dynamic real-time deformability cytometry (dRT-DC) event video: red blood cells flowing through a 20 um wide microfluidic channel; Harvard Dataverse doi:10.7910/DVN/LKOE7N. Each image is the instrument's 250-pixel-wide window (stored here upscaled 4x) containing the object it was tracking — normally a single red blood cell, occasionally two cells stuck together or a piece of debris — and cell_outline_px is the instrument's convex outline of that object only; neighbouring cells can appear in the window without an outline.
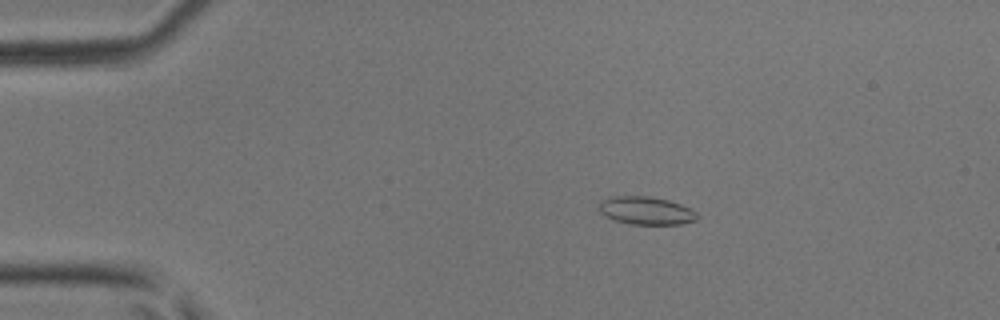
{"species": "common noctule bat (a hibernating species)", "species_latin": "Nyctalus noctula", "temperature_condition": "room temperature", "stored_images_in_passage": 43, "camera_frame_rate_fps": 3000, "um_per_image_px": 0.085, "animal": {"sex": "male", "body_mass_g": 17.9, "forearm_length_mm": 54.2}, "frame": {"image": 1, "passage_image": 3, "time_ms": 0.667, "image_size_px": [1000, 320], "cell_outline_px": [[700, 216], [696, 220], [680, 224], [628, 224], [604, 216], [596, 208], [600, 200], [612, 196], [648, 196], [668, 200], [692, 208]], "centroid_in_image_um": [54.89, 17.9], "position_along_channel_um": 30.1, "area_um2": 16.24}}
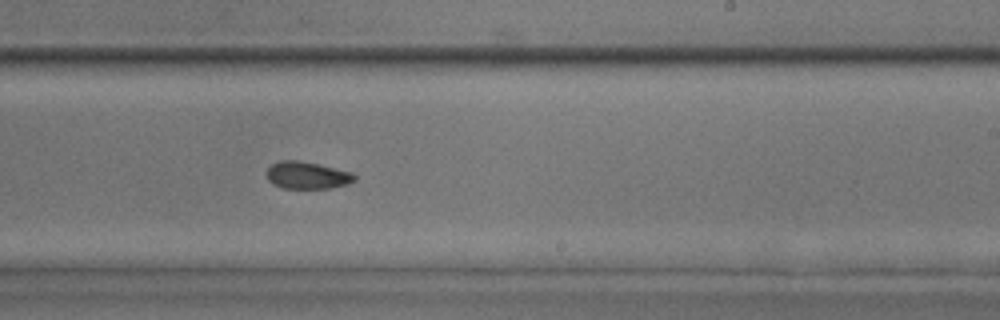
{"frame": {"image": 2, "passage_image": 24, "time_ms": 7.667, "image_size_px": [1000, 320], "cell_outline_px": [[356, 180], [348, 184], [332, 188], [284, 188], [272, 184], [268, 180], [268, 168], [272, 164], [280, 160], [296, 160], [316, 164], [352, 172], [356, 176]], "centroid_in_image_um": [26.12, 14.91], "position_along_channel_um": 262.9, "area_um2": 13.81}}
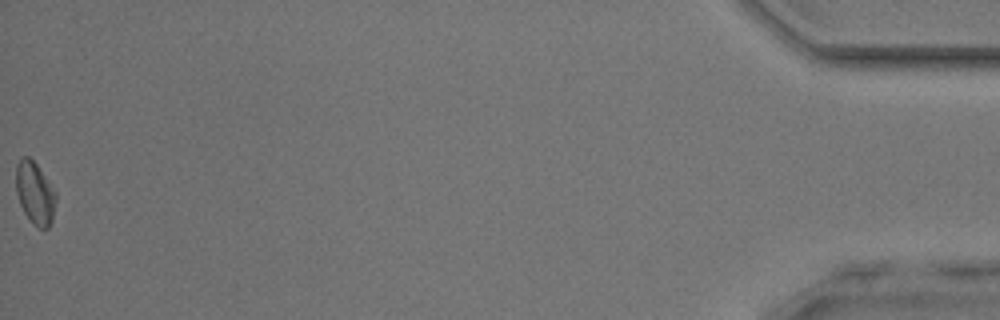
{"frame": {"image": 3, "passage_image": 43, "time_ms": 14.0, "image_size_px": [1000, 320], "cell_outline_px": [[56, 200], [52, 220], [48, 228], [40, 228], [32, 224], [24, 212], [20, 204], [16, 192], [16, 164], [24, 156], [28, 156], [36, 164], [56, 192]], "centroid_in_image_um": [2.97, 16.43], "position_along_channel_um": 432.2, "area_um2": 14.39}, "authors_computed_cell_mechanics": {"area_um2": 14.2188, "velocity_mm_per_s": 4.2159, "shape_relaxation_time_tau1_ms": 10.5674, "shape_relaxation_time_tau2_ms": 4.4271, "deformation_change_tau1": 0.142, "deformation_change_tau2": 0.0956}}